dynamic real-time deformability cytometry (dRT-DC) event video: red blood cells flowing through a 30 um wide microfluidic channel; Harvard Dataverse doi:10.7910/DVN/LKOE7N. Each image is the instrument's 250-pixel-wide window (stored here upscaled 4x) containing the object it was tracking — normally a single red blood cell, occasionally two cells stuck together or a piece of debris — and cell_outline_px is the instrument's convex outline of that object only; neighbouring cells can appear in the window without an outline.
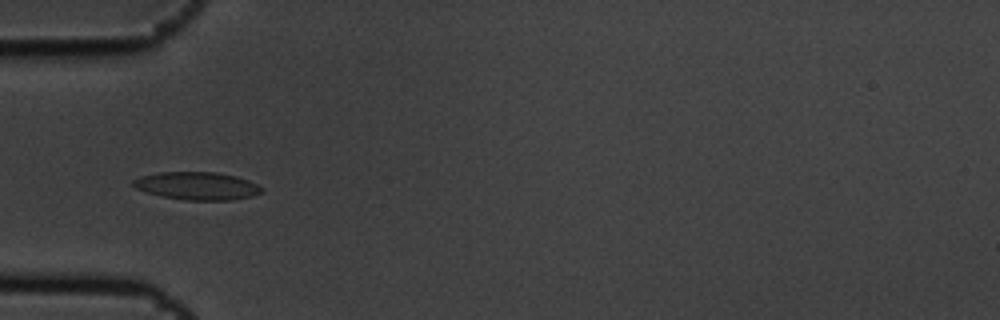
{"species": "common noctule bat (a hibernating species)", "species_latin": "Nyctalus noctula", "temperature_condition": "cold", "stored_images_in_passage": 5, "camera_frame_rate_fps": 3000, "um_per_image_px": 0.085, "animal": {"sex": "male", "body_mass_g": 19.5, "forearm_length_mm": 54.6}, "frame": {"image": 1, "passage_image": 4, "time_ms": 1.0, "image_size_px": [1000, 320], "cell_outline_px": [[264, 192], [252, 196], [232, 200], [184, 200], [160, 196], [144, 192], [136, 188], [132, 184], [132, 180], [140, 176], [160, 172], [216, 172], [236, 176], [248, 180], [264, 188]], "centroid_in_image_um": [16.75, 15.8], "position_along_channel_um": 68.3, "area_um2": 21.04}}
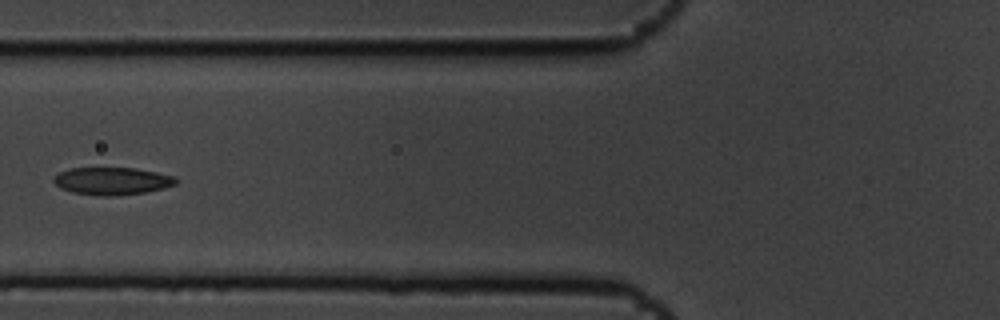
{"frame": {"image": 2, "passage_image": 5, "time_ms": 1.333, "image_size_px": [1000, 320], "cell_outline_px": [[180, 180], [176, 184], [164, 188], [144, 192], [116, 196], [100, 196], [72, 192], [60, 188], [52, 180], [60, 172], [68, 168], [132, 168], [156, 172], [176, 176]], "centroid_in_image_um": [9.55, 15.39], "position_along_channel_um": 116.2, "area_um2": 19.65}}